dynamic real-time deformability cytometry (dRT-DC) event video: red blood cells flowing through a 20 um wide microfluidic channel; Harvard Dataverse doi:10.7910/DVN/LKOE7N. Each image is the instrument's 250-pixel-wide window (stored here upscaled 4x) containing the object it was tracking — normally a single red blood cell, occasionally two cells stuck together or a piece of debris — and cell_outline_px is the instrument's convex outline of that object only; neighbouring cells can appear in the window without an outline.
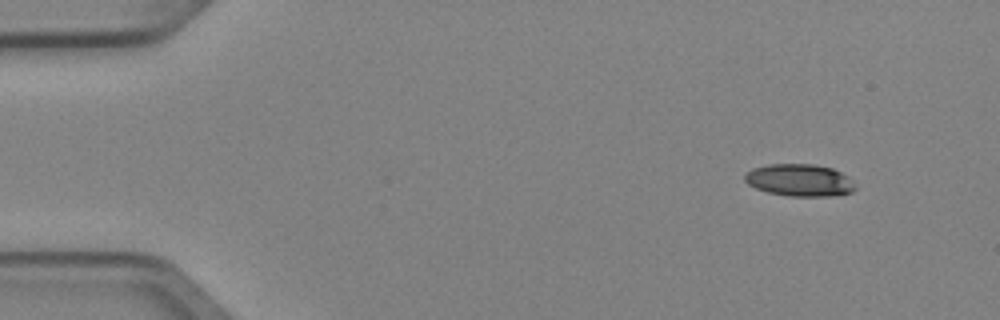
{"species": "Egyptian fruit bat (a non-hibernating species)", "species_latin": "Rousettus aegyptiacus", "temperature_condition": "cold", "stored_images_in_passage": 5, "camera_frame_rate_fps": 3000, "um_per_image_px": 0.085, "animal": {"sex": "female"}, "frame": {"image": 1, "passage_image": 1, "time_ms": 0.0, "image_size_px": [1000, 320], "cell_outline_px": [[856, 188], [852, 192], [832, 196], [788, 196], [768, 192], [756, 188], [748, 184], [744, 180], [744, 176], [752, 168], [768, 164], [812, 164], [832, 168], [848, 176], [852, 180]], "centroid_in_image_um": [67.97, 15.31], "position_along_channel_um": 17.0, "area_um2": 20.75}}
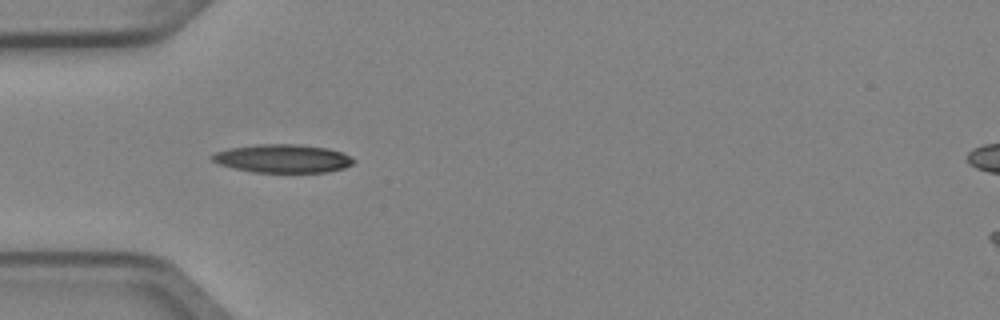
{"frame": {"image": 2, "passage_image": 4, "time_ms": 1.0, "image_size_px": [1000, 320], "cell_outline_px": [[356, 160], [352, 164], [344, 168], [328, 172], [252, 172], [232, 168], [220, 164], [212, 160], [212, 156], [216, 152], [228, 148], [256, 144], [296, 144], [328, 148], [344, 152], [352, 156]], "centroid_in_image_um": [24.07, 13.47], "position_along_channel_um": 60.9, "area_um2": 23.52}}
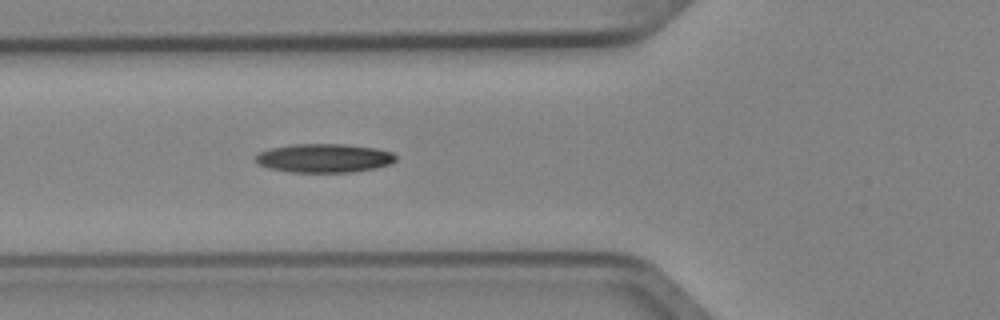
{"frame": {"image": 3, "passage_image": 5, "time_ms": 1.333, "image_size_px": [1000, 320], "cell_outline_px": [[396, 160], [388, 164], [376, 168], [352, 172], [292, 172], [268, 168], [256, 164], [256, 156], [260, 152], [272, 148], [292, 144], [348, 144], [376, 148], [392, 152], [396, 156]], "centroid_in_image_um": [27.55, 13.44], "position_along_channel_um": 98.2, "area_um2": 23.52}}